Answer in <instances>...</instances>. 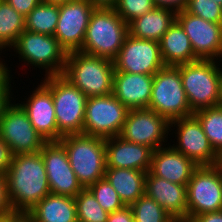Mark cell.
<instances>
[{
	"instance_id": "cell-1",
	"label": "cell",
	"mask_w": 222,
	"mask_h": 222,
	"mask_svg": "<svg viewBox=\"0 0 222 222\" xmlns=\"http://www.w3.org/2000/svg\"><path fill=\"white\" fill-rule=\"evenodd\" d=\"M6 177L8 195L14 211L29 212L51 193L40 152L14 155Z\"/></svg>"
},
{
	"instance_id": "cell-2",
	"label": "cell",
	"mask_w": 222,
	"mask_h": 222,
	"mask_svg": "<svg viewBox=\"0 0 222 222\" xmlns=\"http://www.w3.org/2000/svg\"><path fill=\"white\" fill-rule=\"evenodd\" d=\"M114 71L110 59L72 51L67 53L62 75L88 98L112 93Z\"/></svg>"
},
{
	"instance_id": "cell-3",
	"label": "cell",
	"mask_w": 222,
	"mask_h": 222,
	"mask_svg": "<svg viewBox=\"0 0 222 222\" xmlns=\"http://www.w3.org/2000/svg\"><path fill=\"white\" fill-rule=\"evenodd\" d=\"M128 33V24L113 8H95L79 51L113 61Z\"/></svg>"
},
{
	"instance_id": "cell-4",
	"label": "cell",
	"mask_w": 222,
	"mask_h": 222,
	"mask_svg": "<svg viewBox=\"0 0 222 222\" xmlns=\"http://www.w3.org/2000/svg\"><path fill=\"white\" fill-rule=\"evenodd\" d=\"M59 142L64 146L71 168L83 188L104 178L105 138L81 133L63 136Z\"/></svg>"
},
{
	"instance_id": "cell-5",
	"label": "cell",
	"mask_w": 222,
	"mask_h": 222,
	"mask_svg": "<svg viewBox=\"0 0 222 222\" xmlns=\"http://www.w3.org/2000/svg\"><path fill=\"white\" fill-rule=\"evenodd\" d=\"M221 67L220 61L213 59H199L180 65L182 85L193 112L217 106L222 80Z\"/></svg>"
},
{
	"instance_id": "cell-6",
	"label": "cell",
	"mask_w": 222,
	"mask_h": 222,
	"mask_svg": "<svg viewBox=\"0 0 222 222\" xmlns=\"http://www.w3.org/2000/svg\"><path fill=\"white\" fill-rule=\"evenodd\" d=\"M43 80L52 91L58 141L66 135L81 134L87 97L63 75L47 76Z\"/></svg>"
},
{
	"instance_id": "cell-7",
	"label": "cell",
	"mask_w": 222,
	"mask_h": 222,
	"mask_svg": "<svg viewBox=\"0 0 222 222\" xmlns=\"http://www.w3.org/2000/svg\"><path fill=\"white\" fill-rule=\"evenodd\" d=\"M150 109L172 122L193 115L180 76V65L164 66L153 75Z\"/></svg>"
},
{
	"instance_id": "cell-8",
	"label": "cell",
	"mask_w": 222,
	"mask_h": 222,
	"mask_svg": "<svg viewBox=\"0 0 222 222\" xmlns=\"http://www.w3.org/2000/svg\"><path fill=\"white\" fill-rule=\"evenodd\" d=\"M12 49L19 59L27 63L26 66L45 69V77L62 75L64 72L67 52L52 35L25 30L18 36Z\"/></svg>"
},
{
	"instance_id": "cell-9",
	"label": "cell",
	"mask_w": 222,
	"mask_h": 222,
	"mask_svg": "<svg viewBox=\"0 0 222 222\" xmlns=\"http://www.w3.org/2000/svg\"><path fill=\"white\" fill-rule=\"evenodd\" d=\"M187 221L222 210V163L198 166L186 185Z\"/></svg>"
},
{
	"instance_id": "cell-10",
	"label": "cell",
	"mask_w": 222,
	"mask_h": 222,
	"mask_svg": "<svg viewBox=\"0 0 222 222\" xmlns=\"http://www.w3.org/2000/svg\"><path fill=\"white\" fill-rule=\"evenodd\" d=\"M128 111L112 93L88 97L82 133L105 139L119 136Z\"/></svg>"
},
{
	"instance_id": "cell-11",
	"label": "cell",
	"mask_w": 222,
	"mask_h": 222,
	"mask_svg": "<svg viewBox=\"0 0 222 222\" xmlns=\"http://www.w3.org/2000/svg\"><path fill=\"white\" fill-rule=\"evenodd\" d=\"M0 138L10 146L13 155L40 152L46 143L32 126L26 111L15 101L6 107L0 119Z\"/></svg>"
},
{
	"instance_id": "cell-12",
	"label": "cell",
	"mask_w": 222,
	"mask_h": 222,
	"mask_svg": "<svg viewBox=\"0 0 222 222\" xmlns=\"http://www.w3.org/2000/svg\"><path fill=\"white\" fill-rule=\"evenodd\" d=\"M170 122L150 108L129 109L119 137L131 143L142 144L153 151L167 142Z\"/></svg>"
},
{
	"instance_id": "cell-13",
	"label": "cell",
	"mask_w": 222,
	"mask_h": 222,
	"mask_svg": "<svg viewBox=\"0 0 222 222\" xmlns=\"http://www.w3.org/2000/svg\"><path fill=\"white\" fill-rule=\"evenodd\" d=\"M171 127H176L174 133L177 137L176 142H178L171 146L197 166H212L222 163V158L212 148L199 120L194 115L170 122V129L174 130Z\"/></svg>"
},
{
	"instance_id": "cell-14",
	"label": "cell",
	"mask_w": 222,
	"mask_h": 222,
	"mask_svg": "<svg viewBox=\"0 0 222 222\" xmlns=\"http://www.w3.org/2000/svg\"><path fill=\"white\" fill-rule=\"evenodd\" d=\"M113 64L115 71L146 75H154L165 66L159 42L136 38L129 33Z\"/></svg>"
},
{
	"instance_id": "cell-15",
	"label": "cell",
	"mask_w": 222,
	"mask_h": 222,
	"mask_svg": "<svg viewBox=\"0 0 222 222\" xmlns=\"http://www.w3.org/2000/svg\"><path fill=\"white\" fill-rule=\"evenodd\" d=\"M176 21L188 36L199 59L222 61V24L204 20L185 10L176 12Z\"/></svg>"
},
{
	"instance_id": "cell-16",
	"label": "cell",
	"mask_w": 222,
	"mask_h": 222,
	"mask_svg": "<svg viewBox=\"0 0 222 222\" xmlns=\"http://www.w3.org/2000/svg\"><path fill=\"white\" fill-rule=\"evenodd\" d=\"M94 9L86 0H73L59 5V19L54 37L67 53L82 48Z\"/></svg>"
},
{
	"instance_id": "cell-17",
	"label": "cell",
	"mask_w": 222,
	"mask_h": 222,
	"mask_svg": "<svg viewBox=\"0 0 222 222\" xmlns=\"http://www.w3.org/2000/svg\"><path fill=\"white\" fill-rule=\"evenodd\" d=\"M40 153L45 164L50 192L75 197L83 187L71 168L64 146L59 141H49L43 145Z\"/></svg>"
},
{
	"instance_id": "cell-18",
	"label": "cell",
	"mask_w": 222,
	"mask_h": 222,
	"mask_svg": "<svg viewBox=\"0 0 222 222\" xmlns=\"http://www.w3.org/2000/svg\"><path fill=\"white\" fill-rule=\"evenodd\" d=\"M32 94L19 103L26 111L35 130L46 142L58 141V127L52 91L42 82L34 88Z\"/></svg>"
},
{
	"instance_id": "cell-19",
	"label": "cell",
	"mask_w": 222,
	"mask_h": 222,
	"mask_svg": "<svg viewBox=\"0 0 222 222\" xmlns=\"http://www.w3.org/2000/svg\"><path fill=\"white\" fill-rule=\"evenodd\" d=\"M105 146L106 167L150 170L153 152L150 147L127 142L119 136L106 138Z\"/></svg>"
},
{
	"instance_id": "cell-20",
	"label": "cell",
	"mask_w": 222,
	"mask_h": 222,
	"mask_svg": "<svg viewBox=\"0 0 222 222\" xmlns=\"http://www.w3.org/2000/svg\"><path fill=\"white\" fill-rule=\"evenodd\" d=\"M163 146L152 152L150 172L172 183L187 185L198 167L192 160L174 149Z\"/></svg>"
},
{
	"instance_id": "cell-21",
	"label": "cell",
	"mask_w": 222,
	"mask_h": 222,
	"mask_svg": "<svg viewBox=\"0 0 222 222\" xmlns=\"http://www.w3.org/2000/svg\"><path fill=\"white\" fill-rule=\"evenodd\" d=\"M153 75L114 71L112 94L128 109L148 108Z\"/></svg>"
},
{
	"instance_id": "cell-22",
	"label": "cell",
	"mask_w": 222,
	"mask_h": 222,
	"mask_svg": "<svg viewBox=\"0 0 222 222\" xmlns=\"http://www.w3.org/2000/svg\"><path fill=\"white\" fill-rule=\"evenodd\" d=\"M145 193L161 205L175 220L187 221L186 185L172 183L154 176L148 171Z\"/></svg>"
},
{
	"instance_id": "cell-23",
	"label": "cell",
	"mask_w": 222,
	"mask_h": 222,
	"mask_svg": "<svg viewBox=\"0 0 222 222\" xmlns=\"http://www.w3.org/2000/svg\"><path fill=\"white\" fill-rule=\"evenodd\" d=\"M175 20L174 9L155 7L131 21L128 24V31L133 37L159 42Z\"/></svg>"
},
{
	"instance_id": "cell-24",
	"label": "cell",
	"mask_w": 222,
	"mask_h": 222,
	"mask_svg": "<svg viewBox=\"0 0 222 222\" xmlns=\"http://www.w3.org/2000/svg\"><path fill=\"white\" fill-rule=\"evenodd\" d=\"M159 43L160 54L165 66H178L199 60L194 54L188 36L176 20Z\"/></svg>"
},
{
	"instance_id": "cell-25",
	"label": "cell",
	"mask_w": 222,
	"mask_h": 222,
	"mask_svg": "<svg viewBox=\"0 0 222 222\" xmlns=\"http://www.w3.org/2000/svg\"><path fill=\"white\" fill-rule=\"evenodd\" d=\"M147 172L127 168L106 167L104 177L118 193L125 206L132 205L145 194Z\"/></svg>"
},
{
	"instance_id": "cell-26",
	"label": "cell",
	"mask_w": 222,
	"mask_h": 222,
	"mask_svg": "<svg viewBox=\"0 0 222 222\" xmlns=\"http://www.w3.org/2000/svg\"><path fill=\"white\" fill-rule=\"evenodd\" d=\"M29 212L34 222H78L74 197L49 193Z\"/></svg>"
},
{
	"instance_id": "cell-27",
	"label": "cell",
	"mask_w": 222,
	"mask_h": 222,
	"mask_svg": "<svg viewBox=\"0 0 222 222\" xmlns=\"http://www.w3.org/2000/svg\"><path fill=\"white\" fill-rule=\"evenodd\" d=\"M25 31V17L5 0H0V53L11 48Z\"/></svg>"
},
{
	"instance_id": "cell-28",
	"label": "cell",
	"mask_w": 222,
	"mask_h": 222,
	"mask_svg": "<svg viewBox=\"0 0 222 222\" xmlns=\"http://www.w3.org/2000/svg\"><path fill=\"white\" fill-rule=\"evenodd\" d=\"M58 19L59 5L40 2L25 17V30L54 36Z\"/></svg>"
},
{
	"instance_id": "cell-29",
	"label": "cell",
	"mask_w": 222,
	"mask_h": 222,
	"mask_svg": "<svg viewBox=\"0 0 222 222\" xmlns=\"http://www.w3.org/2000/svg\"><path fill=\"white\" fill-rule=\"evenodd\" d=\"M193 115L199 120L214 151L222 158V109L217 106L203 108Z\"/></svg>"
},
{
	"instance_id": "cell-30",
	"label": "cell",
	"mask_w": 222,
	"mask_h": 222,
	"mask_svg": "<svg viewBox=\"0 0 222 222\" xmlns=\"http://www.w3.org/2000/svg\"><path fill=\"white\" fill-rule=\"evenodd\" d=\"M78 222H107L106 212L88 188H83L75 197Z\"/></svg>"
},
{
	"instance_id": "cell-31",
	"label": "cell",
	"mask_w": 222,
	"mask_h": 222,
	"mask_svg": "<svg viewBox=\"0 0 222 222\" xmlns=\"http://www.w3.org/2000/svg\"><path fill=\"white\" fill-rule=\"evenodd\" d=\"M135 222H175L176 220L168 214L161 205L146 193L138 198L132 205Z\"/></svg>"
},
{
	"instance_id": "cell-32",
	"label": "cell",
	"mask_w": 222,
	"mask_h": 222,
	"mask_svg": "<svg viewBox=\"0 0 222 222\" xmlns=\"http://www.w3.org/2000/svg\"><path fill=\"white\" fill-rule=\"evenodd\" d=\"M88 189L95 196L101 207L108 213L117 211L125 206L118 193L105 177L90 185Z\"/></svg>"
},
{
	"instance_id": "cell-33",
	"label": "cell",
	"mask_w": 222,
	"mask_h": 222,
	"mask_svg": "<svg viewBox=\"0 0 222 222\" xmlns=\"http://www.w3.org/2000/svg\"><path fill=\"white\" fill-rule=\"evenodd\" d=\"M155 7L153 0H117L113 9L129 24L135 18L143 16Z\"/></svg>"
},
{
	"instance_id": "cell-34",
	"label": "cell",
	"mask_w": 222,
	"mask_h": 222,
	"mask_svg": "<svg viewBox=\"0 0 222 222\" xmlns=\"http://www.w3.org/2000/svg\"><path fill=\"white\" fill-rule=\"evenodd\" d=\"M184 10L204 20L222 24V7L213 0H188Z\"/></svg>"
},
{
	"instance_id": "cell-35",
	"label": "cell",
	"mask_w": 222,
	"mask_h": 222,
	"mask_svg": "<svg viewBox=\"0 0 222 222\" xmlns=\"http://www.w3.org/2000/svg\"><path fill=\"white\" fill-rule=\"evenodd\" d=\"M13 211L8 195L6 174L0 173V219Z\"/></svg>"
},
{
	"instance_id": "cell-36",
	"label": "cell",
	"mask_w": 222,
	"mask_h": 222,
	"mask_svg": "<svg viewBox=\"0 0 222 222\" xmlns=\"http://www.w3.org/2000/svg\"><path fill=\"white\" fill-rule=\"evenodd\" d=\"M13 153L10 146L0 138V173L6 174L13 159Z\"/></svg>"
},
{
	"instance_id": "cell-37",
	"label": "cell",
	"mask_w": 222,
	"mask_h": 222,
	"mask_svg": "<svg viewBox=\"0 0 222 222\" xmlns=\"http://www.w3.org/2000/svg\"><path fill=\"white\" fill-rule=\"evenodd\" d=\"M9 3L18 13L26 17L40 2L41 0H5Z\"/></svg>"
},
{
	"instance_id": "cell-38",
	"label": "cell",
	"mask_w": 222,
	"mask_h": 222,
	"mask_svg": "<svg viewBox=\"0 0 222 222\" xmlns=\"http://www.w3.org/2000/svg\"><path fill=\"white\" fill-rule=\"evenodd\" d=\"M107 222H135L132 209L130 206H124L117 211L109 213Z\"/></svg>"
},
{
	"instance_id": "cell-39",
	"label": "cell",
	"mask_w": 222,
	"mask_h": 222,
	"mask_svg": "<svg viewBox=\"0 0 222 222\" xmlns=\"http://www.w3.org/2000/svg\"><path fill=\"white\" fill-rule=\"evenodd\" d=\"M1 222H34L30 212L13 211L0 219Z\"/></svg>"
},
{
	"instance_id": "cell-40",
	"label": "cell",
	"mask_w": 222,
	"mask_h": 222,
	"mask_svg": "<svg viewBox=\"0 0 222 222\" xmlns=\"http://www.w3.org/2000/svg\"><path fill=\"white\" fill-rule=\"evenodd\" d=\"M156 7L174 9L176 12L184 10L188 0H153Z\"/></svg>"
},
{
	"instance_id": "cell-41",
	"label": "cell",
	"mask_w": 222,
	"mask_h": 222,
	"mask_svg": "<svg viewBox=\"0 0 222 222\" xmlns=\"http://www.w3.org/2000/svg\"><path fill=\"white\" fill-rule=\"evenodd\" d=\"M12 87H0V119L4 114L6 107L11 103L12 98Z\"/></svg>"
},
{
	"instance_id": "cell-42",
	"label": "cell",
	"mask_w": 222,
	"mask_h": 222,
	"mask_svg": "<svg viewBox=\"0 0 222 222\" xmlns=\"http://www.w3.org/2000/svg\"><path fill=\"white\" fill-rule=\"evenodd\" d=\"M4 59L2 60L1 56H0V87H11L12 85L10 84L11 81V77L12 75L10 73L11 70H8V64L6 65V62Z\"/></svg>"
},
{
	"instance_id": "cell-43",
	"label": "cell",
	"mask_w": 222,
	"mask_h": 222,
	"mask_svg": "<svg viewBox=\"0 0 222 222\" xmlns=\"http://www.w3.org/2000/svg\"><path fill=\"white\" fill-rule=\"evenodd\" d=\"M190 222H222V210L197 215Z\"/></svg>"
},
{
	"instance_id": "cell-44",
	"label": "cell",
	"mask_w": 222,
	"mask_h": 222,
	"mask_svg": "<svg viewBox=\"0 0 222 222\" xmlns=\"http://www.w3.org/2000/svg\"><path fill=\"white\" fill-rule=\"evenodd\" d=\"M95 8H113L117 0H86Z\"/></svg>"
},
{
	"instance_id": "cell-45",
	"label": "cell",
	"mask_w": 222,
	"mask_h": 222,
	"mask_svg": "<svg viewBox=\"0 0 222 222\" xmlns=\"http://www.w3.org/2000/svg\"><path fill=\"white\" fill-rule=\"evenodd\" d=\"M71 1L73 0H41V2L48 3V4H56V5L65 4Z\"/></svg>"
},
{
	"instance_id": "cell-46",
	"label": "cell",
	"mask_w": 222,
	"mask_h": 222,
	"mask_svg": "<svg viewBox=\"0 0 222 222\" xmlns=\"http://www.w3.org/2000/svg\"><path fill=\"white\" fill-rule=\"evenodd\" d=\"M217 107L222 109V80H221L220 87H219V100L217 103Z\"/></svg>"
},
{
	"instance_id": "cell-47",
	"label": "cell",
	"mask_w": 222,
	"mask_h": 222,
	"mask_svg": "<svg viewBox=\"0 0 222 222\" xmlns=\"http://www.w3.org/2000/svg\"><path fill=\"white\" fill-rule=\"evenodd\" d=\"M213 2H216L218 5L222 7V0H213Z\"/></svg>"
},
{
	"instance_id": "cell-48",
	"label": "cell",
	"mask_w": 222,
	"mask_h": 222,
	"mask_svg": "<svg viewBox=\"0 0 222 222\" xmlns=\"http://www.w3.org/2000/svg\"><path fill=\"white\" fill-rule=\"evenodd\" d=\"M175 222H190V221H186V220H176Z\"/></svg>"
}]
</instances>
